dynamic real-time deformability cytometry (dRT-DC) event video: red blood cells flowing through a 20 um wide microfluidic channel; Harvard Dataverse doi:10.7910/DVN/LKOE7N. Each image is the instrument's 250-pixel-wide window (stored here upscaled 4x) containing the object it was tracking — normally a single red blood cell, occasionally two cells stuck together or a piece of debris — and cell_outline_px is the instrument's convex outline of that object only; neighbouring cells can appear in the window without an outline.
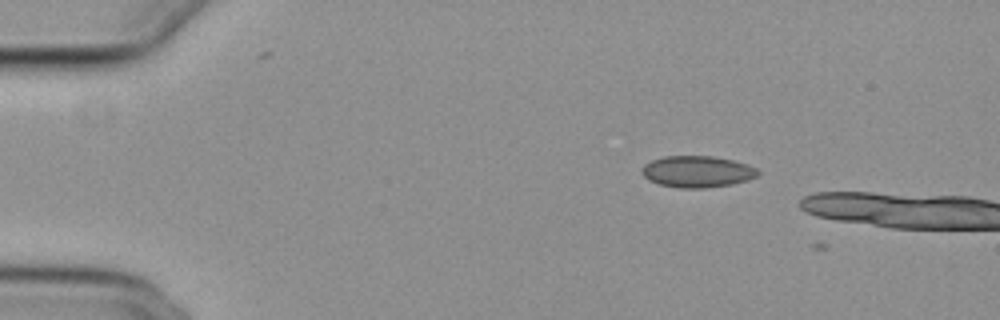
{"species": "common noctule bat (a hibernating species)", "species_latin": "Nyctalus noctula", "temperature_condition": "cold", "stored_images_in_passage": 3, "camera_frame_rate_fps": 3000, "um_per_image_px": 0.085, "animal": {"sex": "female", "body_mass_g": 29.2, "forearm_length_mm": 56.3}, "frame": {"image": 1, "passage_image": 1, "time_ms": 0.0, "image_size_px": [1000, 320], "cell_outline_px": [[760, 172], [756, 176], [748, 180], [732, 184], [704, 188], [680, 188], [660, 184], [648, 180], [644, 176], [644, 164], [652, 160], [664, 156], [712, 156], [732, 160], [748, 164], [756, 168]], "centroid_in_image_um": [59.29, 14.58], "position_along_channel_um": 25.7, "area_um2": 21.15}}